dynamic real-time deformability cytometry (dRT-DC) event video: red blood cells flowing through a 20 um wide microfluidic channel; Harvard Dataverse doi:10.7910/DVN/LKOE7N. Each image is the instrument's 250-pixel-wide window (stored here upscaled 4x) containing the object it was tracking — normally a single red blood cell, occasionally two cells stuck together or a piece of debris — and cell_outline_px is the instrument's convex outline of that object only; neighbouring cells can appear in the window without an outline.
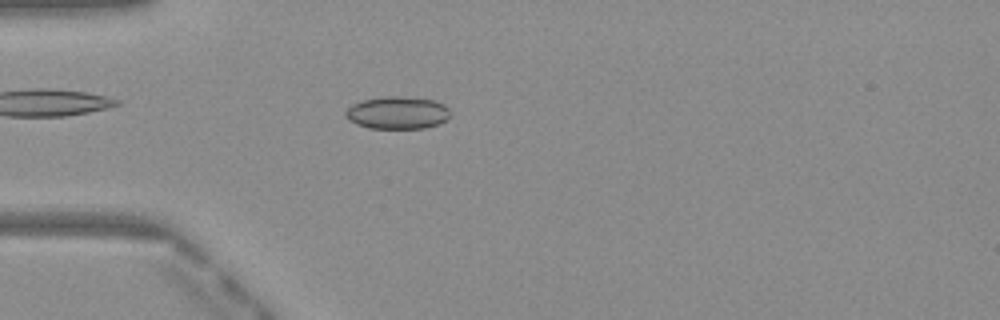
{"species": "Egyptian fruit bat (a non-hibernating species)", "species_latin": "Rousettus aegyptiacus", "temperature_condition": "warm", "stored_images_in_passage": 49, "camera_frame_rate_fps": 3000, "um_per_image_px": 0.085, "frame": {"image": 1, "passage_image": 14, "time_ms": 4.333, "image_size_px": [1000, 320], "cell_outline_px": [[448, 116], [444, 120], [436, 124], [424, 128], [368, 128], [356, 124], [348, 120], [344, 116], [344, 112], [352, 104], [364, 100], [384, 96], [400, 96], [432, 100], [448, 108]], "centroid_in_image_um": [33.69, 9.59], "position_along_channel_um": 51.3, "area_um2": 19.54}}
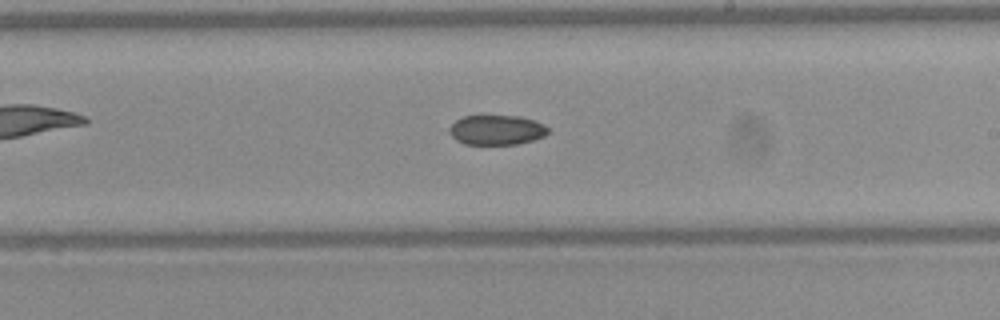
{"frame": {"image": 2, "passage_image": 29, "time_ms": 9.333, "image_size_px": [1000, 320], "cell_outline_px": [[548, 132], [544, 136], [532, 140], [516, 144], [464, 144], [456, 140], [448, 132], [448, 128], [456, 120], [464, 116], [520, 116], [544, 124], [548, 128]], "centroid_in_image_um": [42.18, 11.05], "position_along_channel_um": 246.8, "area_um2": 17.05}}
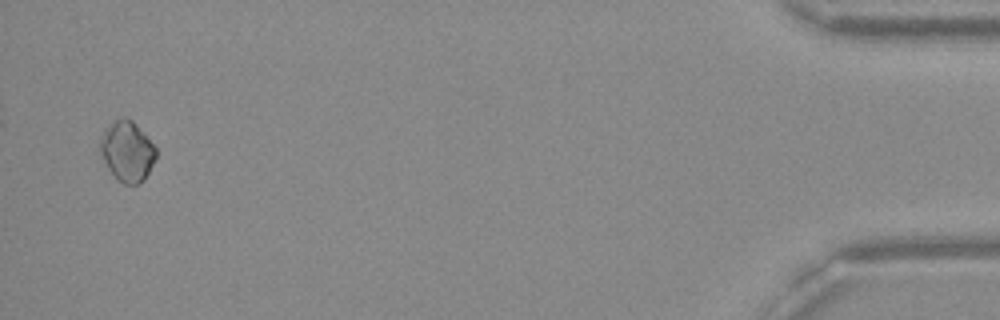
{"frame": {"image": 3, "passage_image": 48, "time_ms": 15.667, "image_size_px": [1000, 320], "cell_outline_px": [[156, 156], [144, 180], [136, 184], [124, 184], [116, 180], [100, 156], [96, 148], [104, 132], [116, 120], [124, 116], [128, 116], [132, 120], [156, 148]], "centroid_in_image_um": [10.77, 12.88], "position_along_channel_um": 424.4, "area_um2": 19.54}}